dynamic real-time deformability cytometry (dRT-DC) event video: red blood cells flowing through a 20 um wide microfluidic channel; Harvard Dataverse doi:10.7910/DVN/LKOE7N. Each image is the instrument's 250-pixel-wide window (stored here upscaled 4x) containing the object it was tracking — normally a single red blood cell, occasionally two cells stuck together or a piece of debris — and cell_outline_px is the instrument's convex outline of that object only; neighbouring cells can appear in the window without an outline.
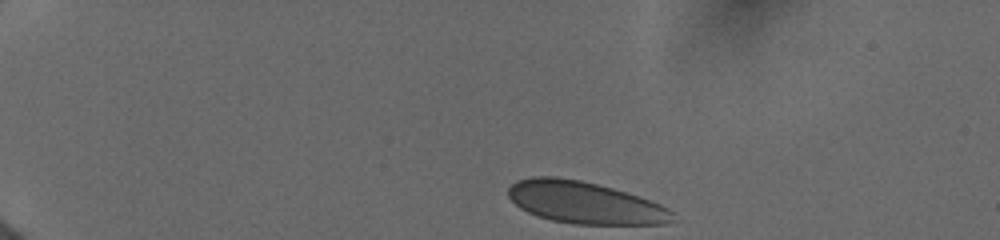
{"species": "human", "species_latin": "Homo sapiens", "temperature_condition": "cold", "stored_images_in_passage": 39, "camera_frame_rate_fps": 3000, "um_per_image_px": 0.085, "donor": {"sex": "female"}, "frame": {"image": 1, "passage_image": 1, "time_ms": 0.0, "image_size_px": [1000, 240], "cell_outline_px": [[680, 220], [668, 224], [572, 224], [552, 220], [536, 216], [520, 208], [508, 196], [508, 188], [516, 180], [532, 176], [556, 176], [580, 180], [612, 188], [640, 196], [660, 204], [668, 208]], "centroid_in_image_um": [49.74, 17.23], "position_along_channel_um": 35.3, "area_um2": 40.58}}
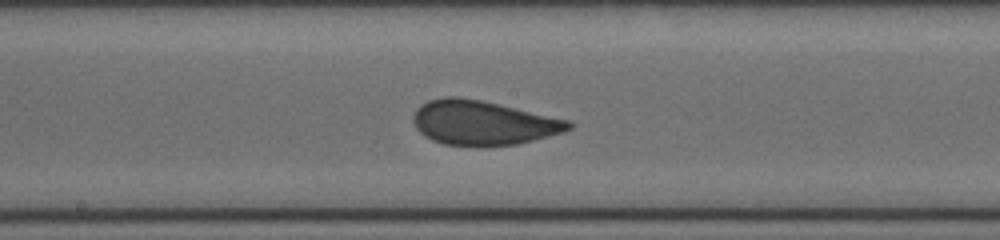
{"frame": {"image": 2, "passage_image": 15, "time_ms": 6.667, "image_size_px": [1000, 240], "cell_outline_px": [[572, 128], [564, 132], [516, 144], [480, 148], [444, 144], [432, 140], [424, 136], [416, 128], [412, 120], [412, 116], [416, 108], [420, 104], [428, 100], [444, 96], [456, 96], [480, 100], [568, 120], [572, 124]], "centroid_in_image_um": [40.98, 10.46], "position_along_channel_um": 207.2, "area_um2": 40.52}}
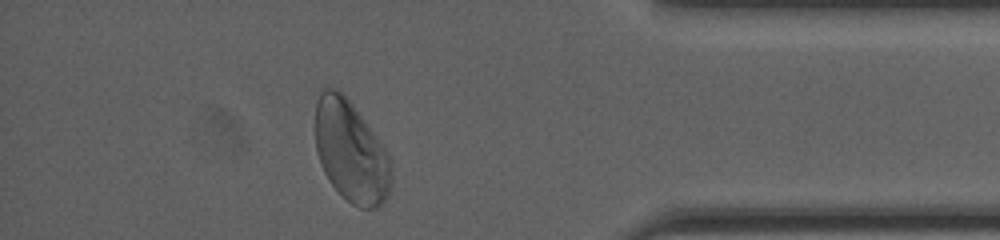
{"frame": {"image": 3, "passage_image": 33, "time_ms": 12.333, "image_size_px": [1000, 240], "cell_outline_px": [[392, 180], [388, 196], [376, 208], [360, 208], [352, 204], [328, 180], [320, 164], [316, 152], [316, 100], [320, 88], [336, 88], [352, 104], [384, 148], [388, 156], [392, 168]], "centroid_in_image_um": [29.81, 12.89], "position_along_channel_um": 405.4, "area_um2": 44.51}, "authors_computed_cell_mechanics": {"area_um2": 40.171, "velocity_mm_per_s": 3.9037, "shape_relaxation_time_tau1_ms": 6.4137, "shape_relaxation_time_tau2_ms": null, "deformation_change_tau1": 0.1407, "deformation_change_tau2": null}}